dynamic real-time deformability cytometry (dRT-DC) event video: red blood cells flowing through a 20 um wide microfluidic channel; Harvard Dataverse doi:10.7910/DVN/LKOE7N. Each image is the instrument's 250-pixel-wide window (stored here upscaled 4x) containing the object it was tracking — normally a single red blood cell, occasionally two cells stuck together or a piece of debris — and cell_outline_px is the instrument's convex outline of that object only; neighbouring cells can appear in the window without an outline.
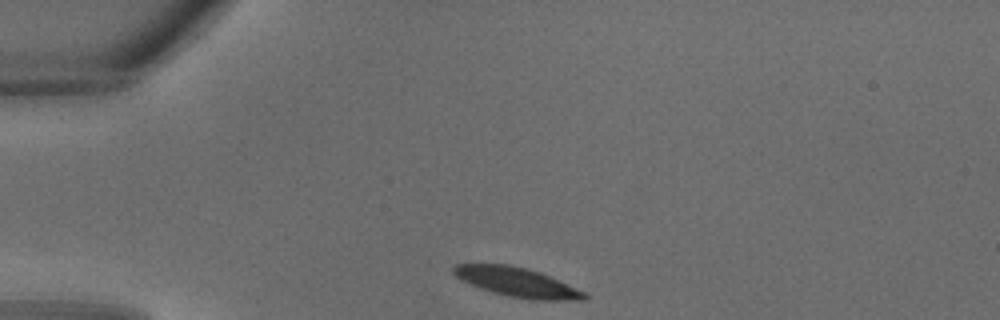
{"species": "common noctule bat (a hibernating species)", "species_latin": "Nyctalus noctula", "temperature_condition": "warm", "stored_images_in_passage": 26, "camera_frame_rate_fps": 3000, "um_per_image_px": 0.085, "animal": {"sex": "male", "body_mass_g": 18.8}, "frame": {"image": 1, "passage_image": 1, "time_ms": 0.0, "image_size_px": [1000, 320], "cell_outline_px": [[588, 300], [532, 300], [508, 296], [492, 292], [480, 288], [460, 280], [452, 272], [452, 268], [456, 264], [508, 264], [540, 272], [584, 292], [588, 296]], "centroid_in_image_um": [43.92, 23.99], "position_along_channel_um": 41.1, "area_um2": 22.2}}
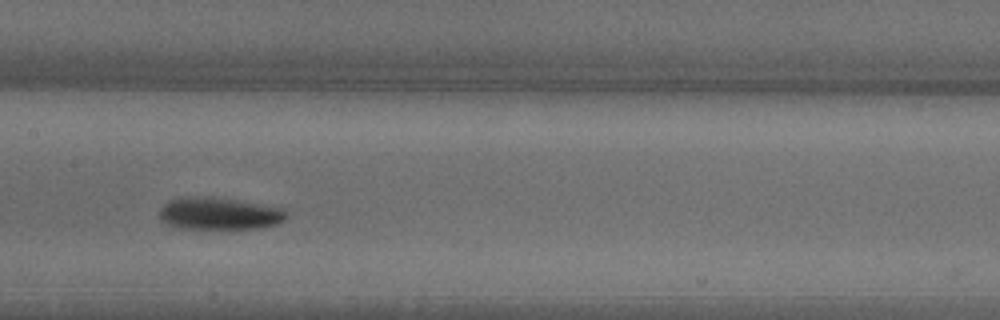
{"frame": {"image": 2, "passage_image": 10, "time_ms": 3.0, "image_size_px": [1000, 320], "cell_outline_px": [[288, 216], [284, 220], [276, 224], [264, 228], [176, 228], [160, 220], [160, 208], [164, 204], [172, 200], [196, 196], [204, 196], [236, 200], [284, 208], [288, 212]], "centroid_in_image_um": [18.67, 18.16], "position_along_channel_um": 188.7, "area_um2": 23.7}}
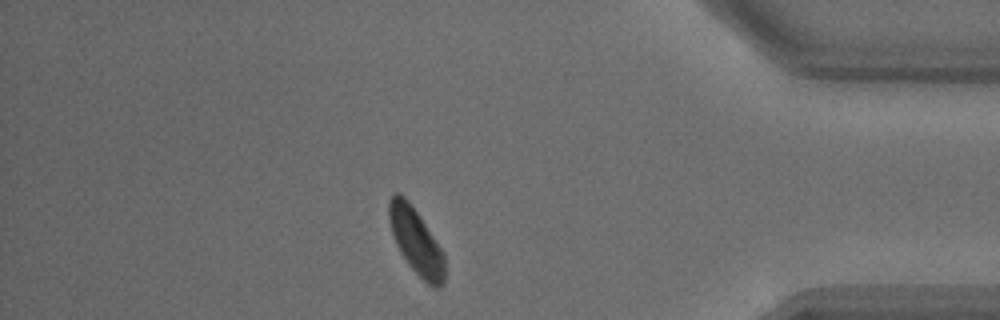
{"frame": {"image": 3, "passage_image": 22, "time_ms": 7.0, "image_size_px": [1000, 320], "cell_outline_px": [[444, 284], [440, 288], [436, 288], [428, 284], [408, 264], [400, 252], [396, 244], [388, 220], [388, 200], [396, 192], [400, 192], [408, 200], [440, 248], [444, 256]], "centroid_in_image_um": [35.33, 20.5], "position_along_channel_um": 399.9, "area_um2": 20.92}}